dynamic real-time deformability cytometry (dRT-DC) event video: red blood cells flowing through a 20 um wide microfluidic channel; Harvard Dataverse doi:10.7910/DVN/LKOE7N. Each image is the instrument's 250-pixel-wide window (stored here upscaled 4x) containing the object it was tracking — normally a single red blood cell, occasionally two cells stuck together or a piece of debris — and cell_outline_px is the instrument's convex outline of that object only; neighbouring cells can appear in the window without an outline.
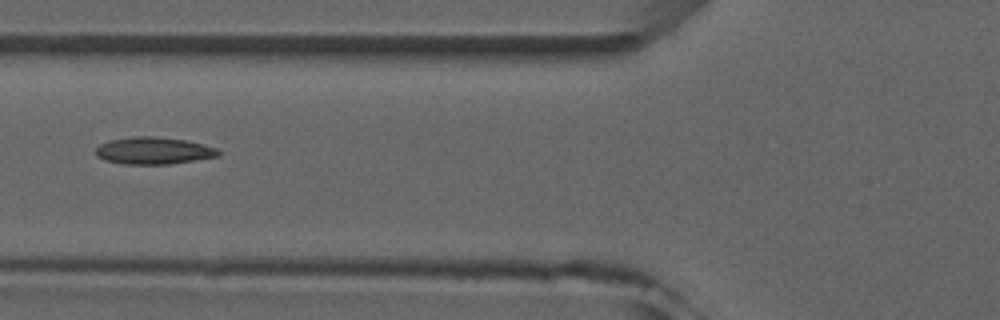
{"species": "common noctule bat (a hibernating species)", "species_latin": "Nyctalus noctula", "temperature_condition": "room temperature", "stored_images_in_passage": 5, "camera_frame_rate_fps": 3000, "um_per_image_px": 0.085, "animal": {"sex": "male", "forearm_length_mm": 52.5}, "frame": {"image": 1, "passage_image": 4, "time_ms": 3.333, "image_size_px": [1000, 320], "cell_outline_px": [[220, 156], [172, 164], [124, 164], [104, 160], [96, 156], [96, 148], [100, 144], [108, 140], [132, 136], [156, 136], [184, 140], [204, 144], [216, 148], [220, 152]], "centroid_in_image_um": [13.05, 12.81], "position_along_channel_um": 112.8, "area_um2": 19.54}}
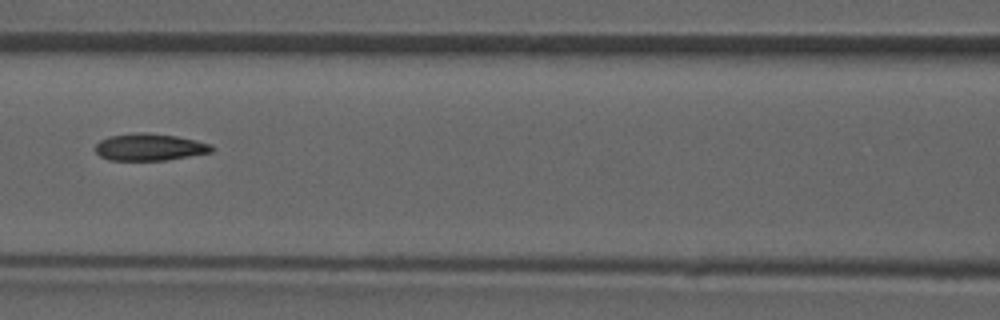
{"frame": {"image": 2, "passage_image": 5, "time_ms": 4.333, "image_size_px": [1000, 320], "cell_outline_px": [[216, 148], [212, 152], [164, 160], [108, 160], [100, 156], [96, 152], [96, 144], [100, 140], [108, 136], [136, 132], [148, 132], [176, 136], [196, 140], [212, 144]], "centroid_in_image_um": [12.72, 12.49], "position_along_channel_um": 153.9, "area_um2": 18.44}}